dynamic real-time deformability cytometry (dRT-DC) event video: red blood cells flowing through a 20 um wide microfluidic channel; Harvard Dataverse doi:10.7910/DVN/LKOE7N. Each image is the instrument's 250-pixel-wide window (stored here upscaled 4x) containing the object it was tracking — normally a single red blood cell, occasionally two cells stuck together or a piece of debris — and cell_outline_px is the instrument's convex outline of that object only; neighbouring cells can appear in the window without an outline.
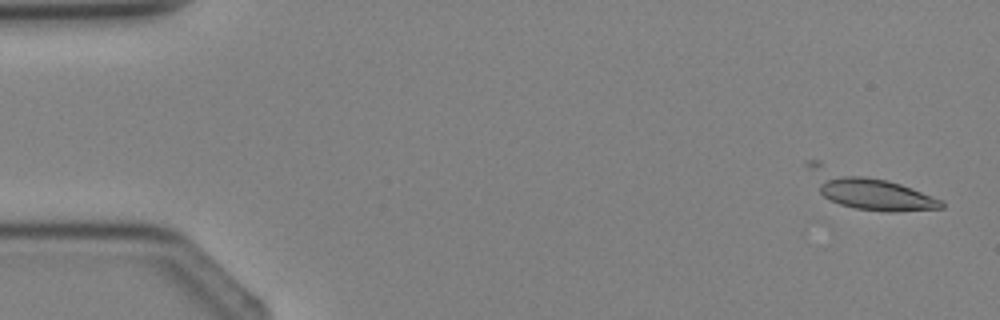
{"species": "Egyptian fruit bat (a non-hibernating species)", "species_latin": "Rousettus aegyptiacus", "temperature_condition": "cold", "stored_images_in_passage": 5, "camera_frame_rate_fps": 3000, "um_per_image_px": 0.085, "animal": {"sex": "female"}, "frame": {"image": 1, "passage_image": 2, "time_ms": 1.333, "image_size_px": [1000, 320], "cell_outline_px": [[944, 208], [892, 212], [888, 212], [856, 208], [840, 204], [824, 196], [820, 192], [804, 164], [804, 160], [820, 160], [888, 180], [912, 188], [940, 200], [944, 204]], "centroid_in_image_um": [73.68, 16.13], "position_along_channel_um": 11.3, "area_um2": 27.69}}